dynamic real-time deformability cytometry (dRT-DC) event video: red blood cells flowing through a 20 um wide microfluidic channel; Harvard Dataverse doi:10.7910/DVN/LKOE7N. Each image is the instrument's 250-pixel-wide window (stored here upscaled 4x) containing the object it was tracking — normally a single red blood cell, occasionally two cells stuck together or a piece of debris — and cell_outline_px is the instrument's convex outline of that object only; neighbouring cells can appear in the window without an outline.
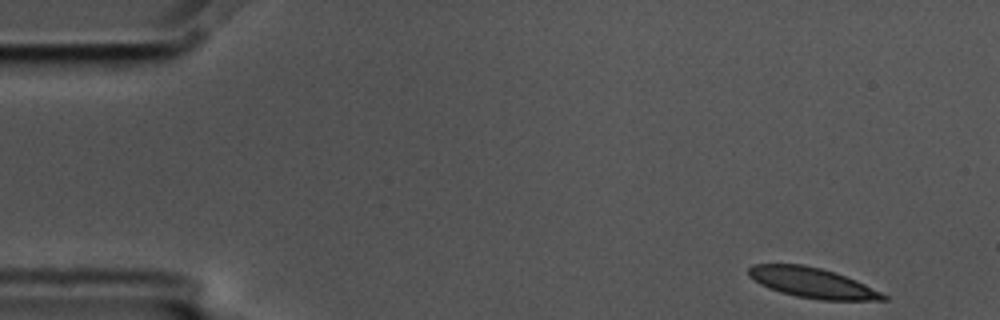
{"species": "common noctule bat (a hibernating species)", "species_latin": "Nyctalus noctula", "temperature_condition": "cold", "stored_images_in_passage": 54, "camera_frame_rate_fps": 3000, "um_per_image_px": 0.085, "animal": {"sex": "male", "body_mass_g": 17.5, "forearm_length_mm": 52.3}, "frame": {"image": 1, "passage_image": 1, "time_ms": 0.0, "image_size_px": [1000, 320], "cell_outline_px": [[888, 300], [820, 300], [796, 296], [780, 292], [768, 288], [760, 284], [748, 276], [748, 268], [752, 264], [804, 264], [820, 268], [856, 280], [888, 296]], "centroid_in_image_um": [69.0, 24.04], "position_along_channel_um": 16.0, "area_um2": 23.52}}
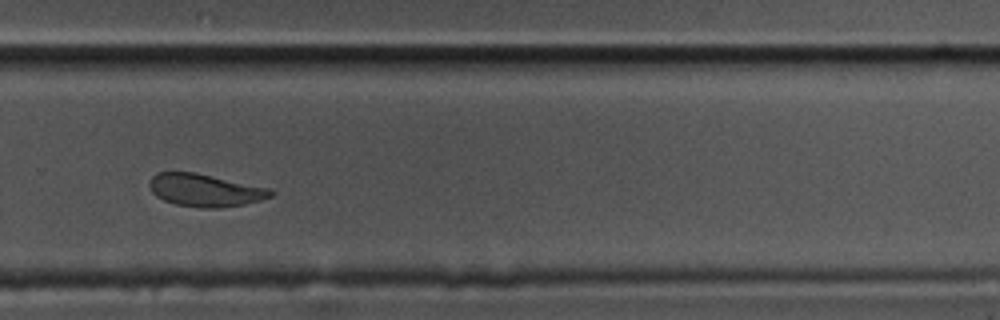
{"frame": {"image": 2, "passage_image": 35, "time_ms": 11.333, "image_size_px": [1000, 320], "cell_outline_px": [[276, 192], [272, 196], [260, 200], [244, 204], [220, 208], [200, 208], [176, 204], [164, 200], [156, 196], [152, 192], [148, 184], [148, 180], [156, 172], [196, 172], [272, 188]], "centroid_in_image_um": [17.45, 16.16], "position_along_channel_um": 312.4, "area_um2": 23.41}}
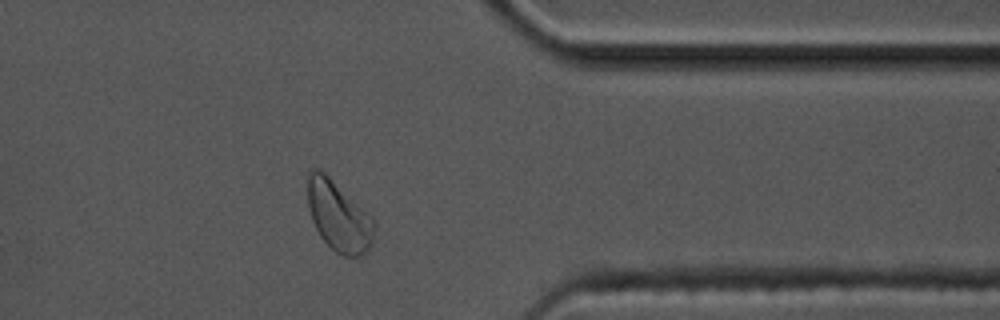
{"frame": {"image": 3, "passage_image": 42, "time_ms": 13.667, "image_size_px": [1000, 320], "cell_outline_px": [[376, 224], [372, 244], [360, 256], [344, 256], [336, 252], [320, 236], [312, 220], [308, 204], [308, 172], [312, 168], [316, 168], [324, 172], [368, 212], [376, 220]], "centroid_in_image_um": [28.8, 18.37], "position_along_channel_um": 382.6, "area_um2": 27.11}}